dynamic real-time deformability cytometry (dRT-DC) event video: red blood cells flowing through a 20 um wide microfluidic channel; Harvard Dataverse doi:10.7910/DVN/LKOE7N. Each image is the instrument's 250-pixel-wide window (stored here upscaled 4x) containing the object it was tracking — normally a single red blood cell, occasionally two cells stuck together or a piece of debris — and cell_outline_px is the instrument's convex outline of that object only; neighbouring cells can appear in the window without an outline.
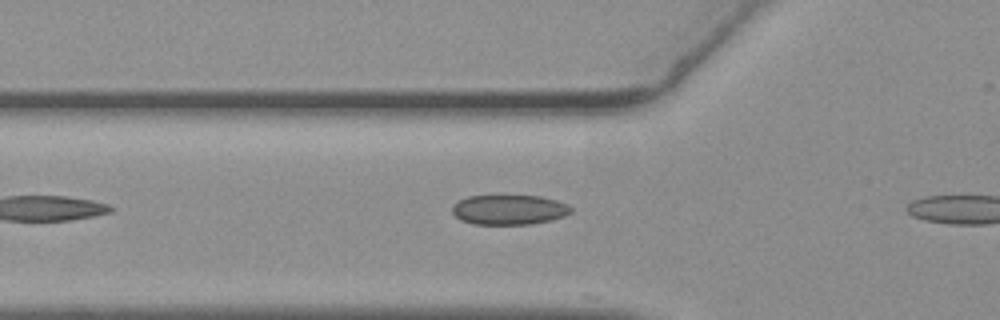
{"species": "common noctule bat (a hibernating species)", "species_latin": "Nyctalus noctula", "temperature_condition": "warm", "stored_images_in_passage": 3, "camera_frame_rate_fps": 3000, "um_per_image_px": 0.085, "animal": {"sex": "female", "body_mass_g": 19.3, "forearm_length_mm": 54.1}, "frame": {"image": 1, "passage_image": 2, "time_ms": 0.333, "image_size_px": [1000, 320], "cell_outline_px": [[572, 212], [564, 216], [552, 220], [528, 224], [472, 224], [460, 220], [452, 212], [452, 204], [468, 196], [540, 196], [556, 200], [572, 208]], "centroid_in_image_um": [43.25, 17.83], "position_along_channel_um": 82.6, "area_um2": 20.58}}